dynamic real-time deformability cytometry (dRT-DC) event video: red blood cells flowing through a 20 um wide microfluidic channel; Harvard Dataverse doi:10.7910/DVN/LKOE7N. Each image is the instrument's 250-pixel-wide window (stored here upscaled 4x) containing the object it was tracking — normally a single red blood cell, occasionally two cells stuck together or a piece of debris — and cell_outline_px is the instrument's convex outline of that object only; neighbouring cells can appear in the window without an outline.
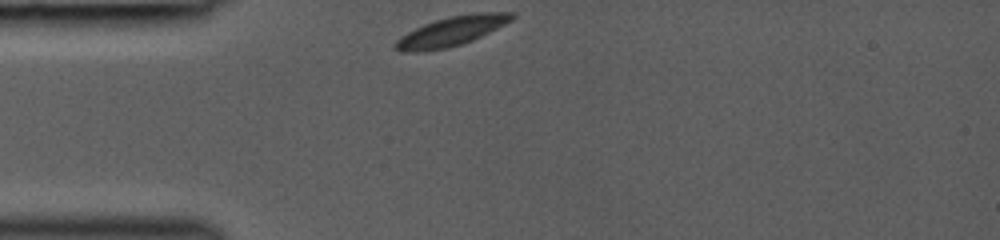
{"species": "common noctule bat (a hibernating species)", "species_latin": "Nyctalus noctula", "temperature_condition": "room temperature", "stored_images_in_passage": 5, "camera_frame_rate_fps": 3000, "um_per_image_px": 0.085, "animal": {"sex": "female", "body_mass_g": 19.0, "forearm_length_mm": 53.3}, "frame": {"image": 1, "passage_image": 1, "time_ms": 0.0, "image_size_px": [1000, 240], "cell_outline_px": [[516, 16], [512, 20], [472, 40], [448, 48], [420, 52], [400, 52], [392, 48], [392, 44], [400, 36], [424, 24], [436, 20], [452, 16], [476, 12], [516, 12]], "centroid_in_image_um": [38.33, 2.67], "position_along_channel_um": 46.7, "area_um2": 19.94}}